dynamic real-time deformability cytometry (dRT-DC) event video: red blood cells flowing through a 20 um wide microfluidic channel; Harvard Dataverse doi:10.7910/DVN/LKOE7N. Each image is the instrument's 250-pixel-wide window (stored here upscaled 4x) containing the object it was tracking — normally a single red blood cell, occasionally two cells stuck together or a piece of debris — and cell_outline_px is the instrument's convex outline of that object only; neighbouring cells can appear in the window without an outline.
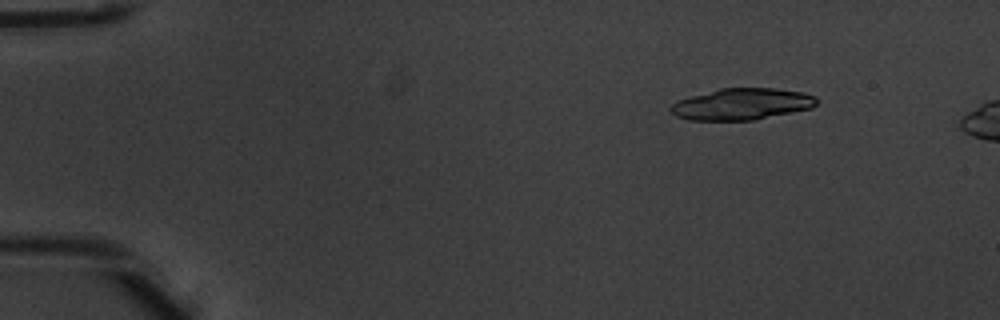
{"species": "common noctule bat (a hibernating species)", "species_latin": "Nyctalus noctula", "temperature_condition": "warm", "stored_images_in_passage": 3, "camera_frame_rate_fps": 3000, "um_per_image_px": 0.085, "animal": {"sex": "male", "body_mass_g": 20.1, "forearm_length_mm": 53.5}, "frame": {"image": 1, "passage_image": 2, "time_ms": 0.333, "image_size_px": [1000, 320], "cell_outline_px": [[820, 100], [812, 108], [752, 120], [688, 120], [676, 116], [668, 108], [672, 104], [680, 100], [692, 96], [720, 88], [776, 88], [804, 92], [816, 96]], "centroid_in_image_um": [63.1, 8.84], "position_along_channel_um": 21.9, "area_um2": 26.76}}